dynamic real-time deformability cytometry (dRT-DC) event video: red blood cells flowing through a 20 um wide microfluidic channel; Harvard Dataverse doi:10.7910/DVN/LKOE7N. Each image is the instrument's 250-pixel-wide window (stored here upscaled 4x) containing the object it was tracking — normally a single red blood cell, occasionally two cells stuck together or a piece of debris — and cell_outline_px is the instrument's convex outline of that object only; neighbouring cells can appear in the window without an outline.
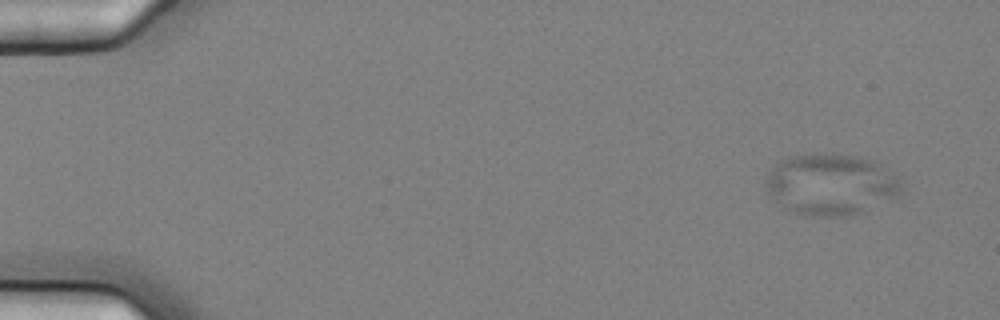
{"species": "common noctule bat (a hibernating species)", "species_latin": "Nyctalus noctula", "temperature_condition": "cold", "stored_images_in_passage": 6, "segment_of_instrument_passage": [1, 2], "camera_frame_rate_fps": 3000, "um_per_image_px": 0.085, "animal": {"sex": "female", "body_mass_g": 25.1}, "frame": {"image": 1, "passage_image": 1, "time_ms": 0.0, "image_size_px": [1000, 320], "cell_outline_px": [[900, 192], [892, 196], [856, 212], [844, 216], [808, 216], [796, 212], [788, 208], [776, 200], [768, 188], [768, 176], [776, 160], [788, 156], [824, 152], [856, 156], [872, 160], [888, 168], [900, 180]], "centroid_in_image_um": [70.59, 15.61], "position_along_channel_um": 14.4, "area_um2": 47.22}}
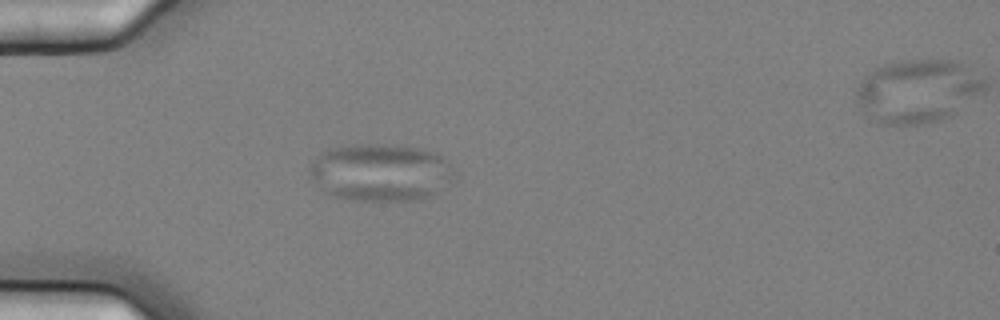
{"frame": {"image": 2, "passage_image": 5, "time_ms": 1.333, "image_size_px": [1000, 320], "cell_outline_px": [[456, 180], [448, 188], [428, 196], [408, 200], [352, 200], [332, 196], [320, 188], [308, 172], [308, 164], [320, 152], [328, 148], [352, 144], [388, 144], [424, 148], [436, 152], [444, 156], [448, 160], [456, 172]], "centroid_in_image_um": [32.4, 14.63], "position_along_channel_um": 52.6, "area_um2": 49.59}}